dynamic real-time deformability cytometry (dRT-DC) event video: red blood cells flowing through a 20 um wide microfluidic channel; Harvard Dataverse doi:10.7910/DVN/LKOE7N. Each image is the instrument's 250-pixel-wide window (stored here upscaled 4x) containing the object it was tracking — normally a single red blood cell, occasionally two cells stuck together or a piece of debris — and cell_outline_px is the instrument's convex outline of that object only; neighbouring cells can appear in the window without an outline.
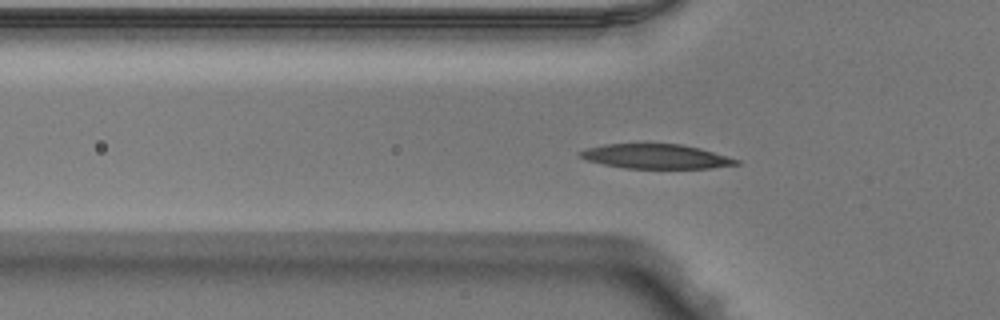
{"species": "Egyptian fruit bat (a non-hibernating species)", "species_latin": "Rousettus aegyptiacus", "temperature_condition": "warm", "stored_images_in_passage": 51, "camera_frame_rate_fps": 3000, "um_per_image_px": 0.085, "animal": {"sex": "male"}, "frame": {"image": 1, "passage_image": 16, "time_ms": 5.0, "image_size_px": [1000, 320], "cell_outline_px": [[740, 164], [712, 168], [624, 168], [604, 164], [588, 160], [580, 156], [576, 152], [588, 148], [604, 144], [680, 144], [700, 148], [740, 160]], "centroid_in_image_um": [55.77, 13.29], "position_along_channel_um": 70.0, "area_um2": 22.14}}
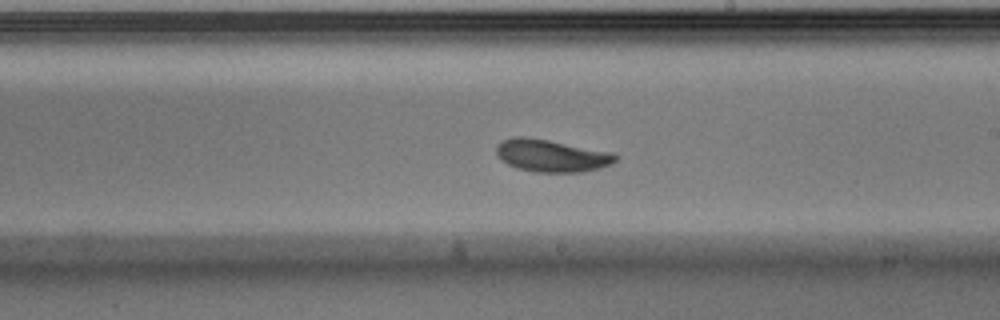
{"frame": {"image": 2, "passage_image": 29, "time_ms": 9.333, "image_size_px": [1000, 320], "cell_outline_px": [[616, 160], [612, 164], [600, 168], [584, 172], [536, 172], [516, 168], [500, 160], [496, 152], [496, 144], [512, 136], [520, 136], [548, 140], [612, 152], [616, 156]], "centroid_in_image_um": [46.85, 13.24], "position_along_channel_um": 242.1, "area_um2": 22.48}}
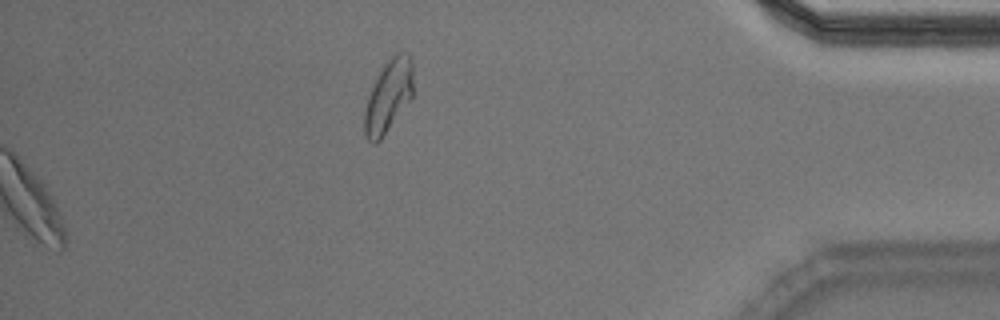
{"frame": {"image": 3, "passage_image": 51, "time_ms": 16.667, "image_size_px": [1000, 320], "cell_outline_px": [[412, 100], [380, 140], [376, 144], [372, 144], [368, 140], [364, 132], [364, 112], [368, 96], [384, 64], [396, 52], [408, 52], [412, 56]], "centroid_in_image_um": [33.04, 8.19], "position_along_channel_um": 402.2, "area_um2": 20.69}, "authors_computed_cell_mechanics": {"area_um2": 21.9062, "velocity_mm_per_s": 3.9589, "shape_relaxation_time_tau1_ms": 1.7338, "shape_relaxation_time_tau2_ms": 3.9276, "deformation_change_tau1": 0.102, "deformation_change_tau2": 0.097}}